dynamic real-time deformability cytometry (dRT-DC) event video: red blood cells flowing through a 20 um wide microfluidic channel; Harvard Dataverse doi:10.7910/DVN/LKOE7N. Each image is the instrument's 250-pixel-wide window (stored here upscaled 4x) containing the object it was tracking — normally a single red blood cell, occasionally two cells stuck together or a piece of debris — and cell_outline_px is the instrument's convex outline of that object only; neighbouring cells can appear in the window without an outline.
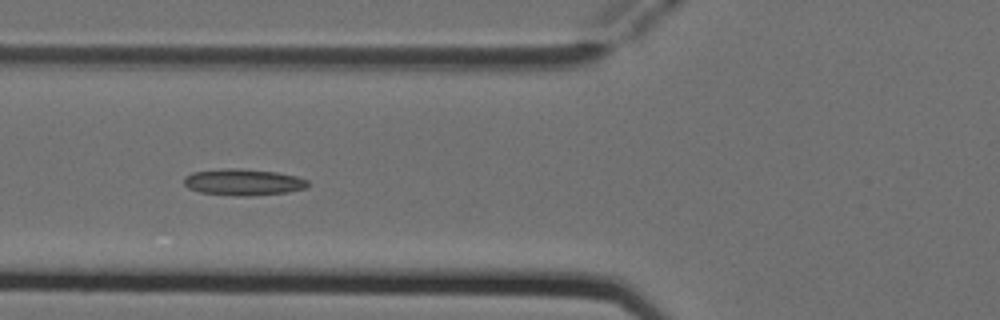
{"species": "Egyptian fruit bat (a non-hibernating species)", "species_latin": "Rousettus aegyptiacus", "temperature_condition": "cold", "stored_images_in_passage": 6, "camera_frame_rate_fps": 3000, "um_per_image_px": 0.085, "animal": {"sex": "female"}, "frame": {"image": 1, "passage_image": 6, "time_ms": 1.667, "image_size_px": [1000, 320], "cell_outline_px": [[312, 184], [308, 188], [288, 192], [248, 196], [236, 196], [200, 192], [188, 188], [184, 184], [184, 176], [192, 172], [224, 168], [240, 168], [276, 172], [296, 176], [308, 180]], "centroid_in_image_um": [20.71, 15.48], "position_along_channel_um": 105.1, "area_um2": 19.36}}